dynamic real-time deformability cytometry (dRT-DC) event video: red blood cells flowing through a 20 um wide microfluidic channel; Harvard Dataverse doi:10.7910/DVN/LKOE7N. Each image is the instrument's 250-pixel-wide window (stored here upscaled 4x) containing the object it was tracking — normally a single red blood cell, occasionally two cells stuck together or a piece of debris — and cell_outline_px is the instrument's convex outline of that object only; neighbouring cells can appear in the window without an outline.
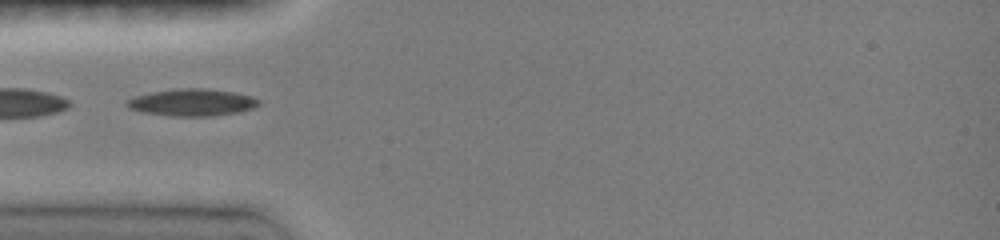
{"species": "common noctule bat (a hibernating species)", "species_latin": "Nyctalus noctula", "temperature_condition": "room temperature", "stored_images_in_passage": 26, "camera_frame_rate_fps": 3000, "um_per_image_px": 0.085, "animal": {"sex": "female", "body_mass_g": 19.0, "forearm_length_mm": 51.5}, "frame": {"image": 1, "passage_image": 1, "time_ms": 0.0, "image_size_px": [1000, 240], "cell_outline_px": [[260, 104], [252, 108], [240, 112], [212, 116], [168, 116], [144, 112], [128, 108], [124, 104], [124, 100], [136, 96], [152, 92], [176, 88], [208, 88], [236, 92], [252, 96], [260, 100]], "centroid_in_image_um": [16.33, 8.7], "position_along_channel_um": 68.7, "area_um2": 21.1}}